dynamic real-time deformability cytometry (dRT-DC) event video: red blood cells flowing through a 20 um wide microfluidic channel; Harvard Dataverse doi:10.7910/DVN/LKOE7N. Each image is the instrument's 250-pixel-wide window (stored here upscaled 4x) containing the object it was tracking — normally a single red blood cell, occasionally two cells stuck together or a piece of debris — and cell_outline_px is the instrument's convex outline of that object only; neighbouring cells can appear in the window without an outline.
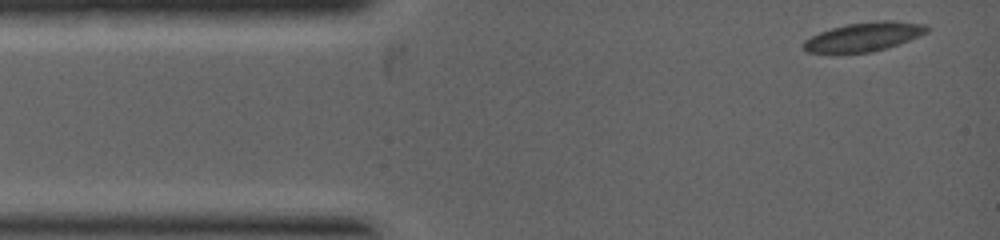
{"species": "common noctule bat (a hibernating species)", "species_latin": "Nyctalus noctula", "temperature_condition": "warm", "stored_images_in_passage": 2, "camera_frame_rate_fps": 5000, "um_per_image_px": 0.085, "animal": {"sex": "female", "body_mass_g": 19.0, "forearm_length_mm": 53.3}, "frame": {"image": 1, "passage_image": 1, "time_ms": 0.0, "image_size_px": [1000, 240], "cell_outline_px": [[928, 32], [908, 40], [872, 52], [808, 52], [804, 48], [804, 40], [820, 32], [832, 28], [848, 24], [884, 20], [924, 24], [928, 28]], "centroid_in_image_um": [73.42, 3.12], "position_along_channel_um": 11.6, "area_um2": 20.06}}